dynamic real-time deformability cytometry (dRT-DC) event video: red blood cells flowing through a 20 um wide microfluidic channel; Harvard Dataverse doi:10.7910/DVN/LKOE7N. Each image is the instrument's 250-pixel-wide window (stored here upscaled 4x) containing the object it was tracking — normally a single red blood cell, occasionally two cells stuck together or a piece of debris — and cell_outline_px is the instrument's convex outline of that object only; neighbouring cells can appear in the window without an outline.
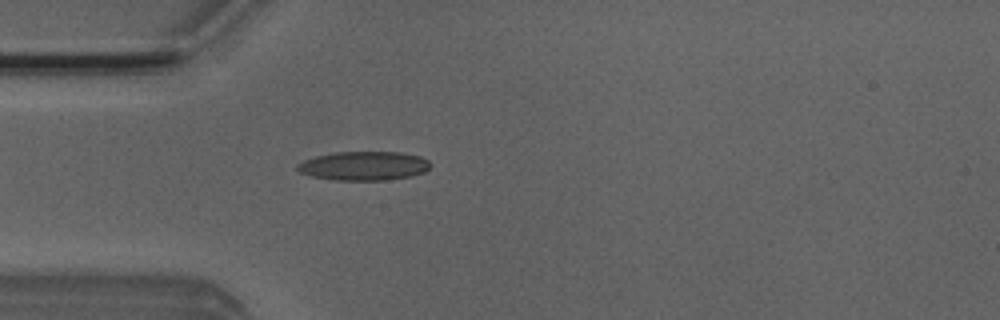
{"species": "Egyptian fruit bat (a non-hibernating species)", "species_latin": "Rousettus aegyptiacus", "temperature_condition": "room temperature", "stored_images_in_passage": 38, "camera_frame_rate_fps": 3000, "um_per_image_px": 0.085, "animal": {"sex": "male"}, "frame": {"image": 1, "passage_image": 1, "time_ms": 0.0, "image_size_px": [1000, 320], "cell_outline_px": [[432, 164], [424, 172], [408, 176], [384, 180], [336, 180], [312, 176], [300, 172], [296, 168], [296, 164], [304, 160], [316, 156], [336, 152], [400, 152], [420, 156], [428, 160]], "centroid_in_image_um": [30.92, 14.09], "position_along_channel_um": 54.1, "area_um2": 22.31}}
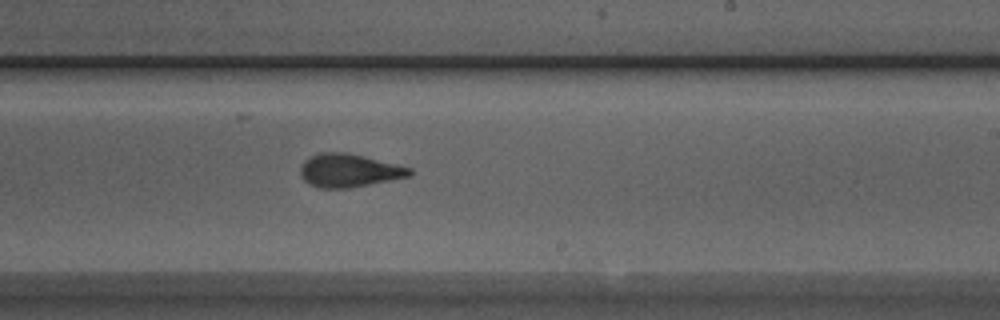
{"frame": {"image": 2, "passage_image": 17, "time_ms": 5.333, "image_size_px": [1000, 320], "cell_outline_px": [[412, 172], [408, 176], [352, 188], [316, 188], [308, 184], [300, 176], [300, 164], [304, 160], [320, 152], [348, 152], [412, 168]], "centroid_in_image_um": [29.6, 14.49], "position_along_channel_um": 259.4, "area_um2": 21.27}}
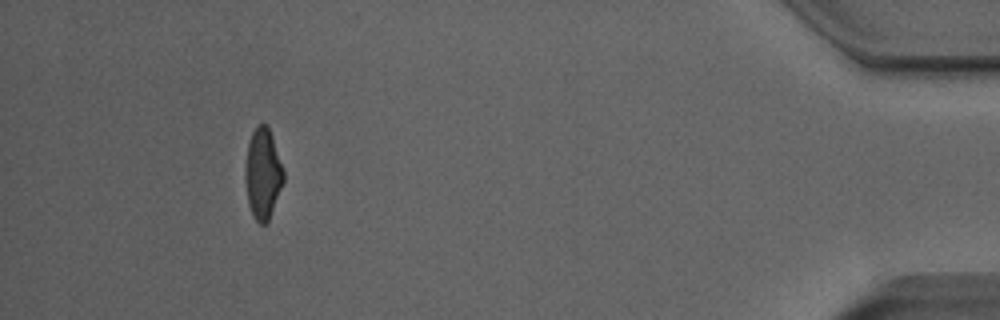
{"frame": {"image": 3, "passage_image": 34, "time_ms": 11.0, "image_size_px": [1000, 320], "cell_outline_px": [[284, 180], [268, 220], [264, 224], [260, 224], [252, 216], [248, 204], [244, 176], [244, 168], [248, 144], [252, 132], [260, 124], [268, 124], [284, 172]], "centroid_in_image_um": [22.31, 14.76], "position_along_channel_um": 412.9, "area_um2": 20.11}, "authors_computed_cell_mechanics": {"area_um2": 21.2126, "velocity_mm_per_s": 3.9416, "shape_relaxation_time_tau1_ms": 4.5889, "shape_relaxation_time_tau2_ms": 1.1567, "deformation_change_tau1": 0.1675, "deformation_change_tau2": 0.0766}}